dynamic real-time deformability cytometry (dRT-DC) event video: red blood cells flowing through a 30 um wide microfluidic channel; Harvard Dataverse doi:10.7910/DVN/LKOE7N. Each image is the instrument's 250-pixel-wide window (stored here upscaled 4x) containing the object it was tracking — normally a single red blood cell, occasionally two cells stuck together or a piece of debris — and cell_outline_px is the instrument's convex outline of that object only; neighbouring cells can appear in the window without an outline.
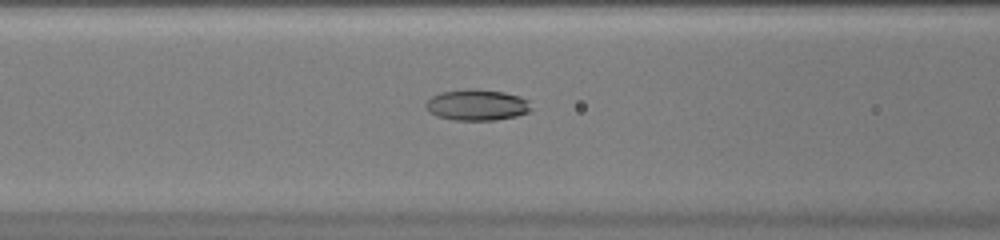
{"species": "common noctule bat (a hibernating species)", "species_latin": "Nyctalus noctula", "temperature_condition": "warm", "stored_images_in_passage": 36, "camera_frame_rate_fps": 3000, "um_per_image_px": 0.085, "animal": {"sex": "female", "body_mass_g": 20.0, "forearm_length_mm": 54.0}, "frame": {"image": 1, "passage_image": 7, "time_ms": 2.0, "image_size_px": [1000, 240], "cell_outline_px": [[532, 108], [528, 112], [516, 116], [496, 120], [452, 120], [436, 116], [428, 112], [424, 108], [424, 104], [432, 96], [440, 92], [468, 88], [476, 88], [504, 92], [520, 96], [528, 100]], "centroid_in_image_um": [40.51, 8.91], "position_along_channel_um": 126.1, "area_um2": 19.42}}
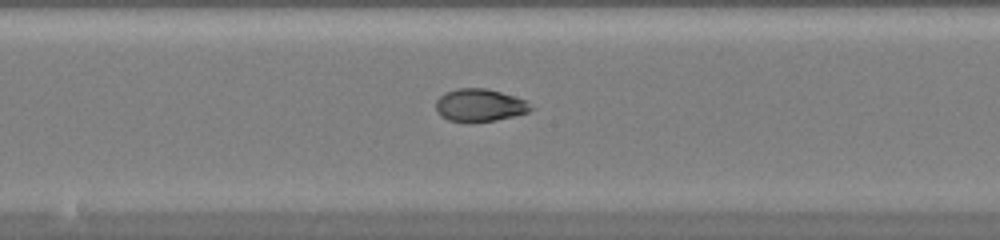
{"frame": {"image": 2, "passage_image": 13, "time_ms": 4.0, "image_size_px": [1000, 240], "cell_outline_px": [[536, 108], [528, 112], [496, 120], [448, 120], [440, 116], [436, 112], [436, 100], [444, 92], [456, 88], [484, 88], [500, 92], [524, 100]], "centroid_in_image_um": [40.75, 8.92], "position_along_channel_um": 207.5, "area_um2": 17.69}}
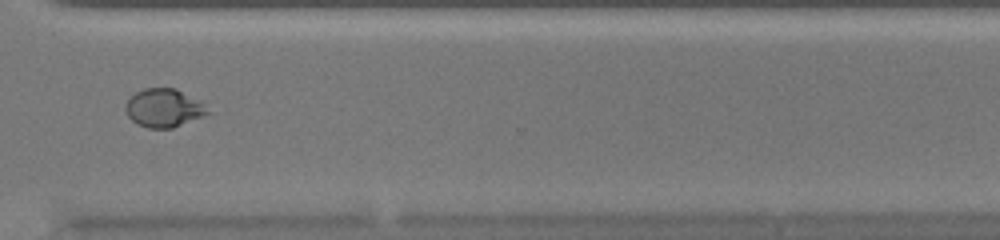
{"frame": {"image": 3, "passage_image": 24, "time_ms": 7.667, "image_size_px": [1000, 240], "cell_outline_px": [[212, 112], [172, 128], [148, 128], [136, 124], [128, 116], [124, 108], [128, 100], [136, 92], [144, 88], [176, 88], [200, 100]], "centroid_in_image_um": [13.93, 9.17], "position_along_channel_um": 356.7, "area_um2": 18.38}, "authors_computed_cell_mechanics": {"area_um2": 18.4382, "velocity_mm_per_s": 4.0716, "shape_relaxation_time_tau1_ms": 10.9713, "shape_relaxation_time_tau2_ms": null, "deformation_change_tau1": 0.3469, "deformation_change_tau2": null}}